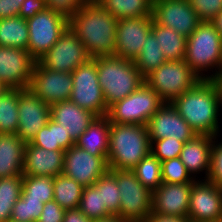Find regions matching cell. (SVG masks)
<instances>
[{
  "label": "cell",
  "mask_w": 222,
  "mask_h": 222,
  "mask_svg": "<svg viewBox=\"0 0 222 222\" xmlns=\"http://www.w3.org/2000/svg\"><path fill=\"white\" fill-rule=\"evenodd\" d=\"M171 104L196 135L219 134L218 115L222 94L216 80L203 79Z\"/></svg>",
  "instance_id": "cell-1"
},
{
  "label": "cell",
  "mask_w": 222,
  "mask_h": 222,
  "mask_svg": "<svg viewBox=\"0 0 222 222\" xmlns=\"http://www.w3.org/2000/svg\"><path fill=\"white\" fill-rule=\"evenodd\" d=\"M118 19L96 0L80 8L69 21V28L82 41L91 59L115 56Z\"/></svg>",
  "instance_id": "cell-2"
},
{
  "label": "cell",
  "mask_w": 222,
  "mask_h": 222,
  "mask_svg": "<svg viewBox=\"0 0 222 222\" xmlns=\"http://www.w3.org/2000/svg\"><path fill=\"white\" fill-rule=\"evenodd\" d=\"M150 147L147 126L110 123L109 169L132 170L151 152Z\"/></svg>",
  "instance_id": "cell-3"
},
{
  "label": "cell",
  "mask_w": 222,
  "mask_h": 222,
  "mask_svg": "<svg viewBox=\"0 0 222 222\" xmlns=\"http://www.w3.org/2000/svg\"><path fill=\"white\" fill-rule=\"evenodd\" d=\"M96 69L107 107L129 96L145 82L133 60L118 56L96 58Z\"/></svg>",
  "instance_id": "cell-4"
},
{
  "label": "cell",
  "mask_w": 222,
  "mask_h": 222,
  "mask_svg": "<svg viewBox=\"0 0 222 222\" xmlns=\"http://www.w3.org/2000/svg\"><path fill=\"white\" fill-rule=\"evenodd\" d=\"M184 61L201 80H216L222 74V37L211 22L202 21L187 37ZM213 68L218 71L203 74Z\"/></svg>",
  "instance_id": "cell-5"
},
{
  "label": "cell",
  "mask_w": 222,
  "mask_h": 222,
  "mask_svg": "<svg viewBox=\"0 0 222 222\" xmlns=\"http://www.w3.org/2000/svg\"><path fill=\"white\" fill-rule=\"evenodd\" d=\"M163 102L171 103L201 79L184 60H169L144 77Z\"/></svg>",
  "instance_id": "cell-6"
},
{
  "label": "cell",
  "mask_w": 222,
  "mask_h": 222,
  "mask_svg": "<svg viewBox=\"0 0 222 222\" xmlns=\"http://www.w3.org/2000/svg\"><path fill=\"white\" fill-rule=\"evenodd\" d=\"M164 102L145 82L129 96L108 107L110 123L147 126L149 119Z\"/></svg>",
  "instance_id": "cell-7"
},
{
  "label": "cell",
  "mask_w": 222,
  "mask_h": 222,
  "mask_svg": "<svg viewBox=\"0 0 222 222\" xmlns=\"http://www.w3.org/2000/svg\"><path fill=\"white\" fill-rule=\"evenodd\" d=\"M116 178L120 191L121 219L129 222H145L152 213V192L144 187L132 170L109 169Z\"/></svg>",
  "instance_id": "cell-8"
},
{
  "label": "cell",
  "mask_w": 222,
  "mask_h": 222,
  "mask_svg": "<svg viewBox=\"0 0 222 222\" xmlns=\"http://www.w3.org/2000/svg\"><path fill=\"white\" fill-rule=\"evenodd\" d=\"M71 74L73 89L70 100L97 117L105 116L108 107L98 81L96 58L78 66Z\"/></svg>",
  "instance_id": "cell-9"
},
{
  "label": "cell",
  "mask_w": 222,
  "mask_h": 222,
  "mask_svg": "<svg viewBox=\"0 0 222 222\" xmlns=\"http://www.w3.org/2000/svg\"><path fill=\"white\" fill-rule=\"evenodd\" d=\"M26 21L29 29L27 50L36 61L55 44L69 27V21L47 8Z\"/></svg>",
  "instance_id": "cell-10"
},
{
  "label": "cell",
  "mask_w": 222,
  "mask_h": 222,
  "mask_svg": "<svg viewBox=\"0 0 222 222\" xmlns=\"http://www.w3.org/2000/svg\"><path fill=\"white\" fill-rule=\"evenodd\" d=\"M82 41L68 27L55 44L37 62L52 71L72 73L90 60Z\"/></svg>",
  "instance_id": "cell-11"
},
{
  "label": "cell",
  "mask_w": 222,
  "mask_h": 222,
  "mask_svg": "<svg viewBox=\"0 0 222 222\" xmlns=\"http://www.w3.org/2000/svg\"><path fill=\"white\" fill-rule=\"evenodd\" d=\"M192 182L188 218L191 222H222V189L209 180Z\"/></svg>",
  "instance_id": "cell-12"
},
{
  "label": "cell",
  "mask_w": 222,
  "mask_h": 222,
  "mask_svg": "<svg viewBox=\"0 0 222 222\" xmlns=\"http://www.w3.org/2000/svg\"><path fill=\"white\" fill-rule=\"evenodd\" d=\"M153 20L189 37L202 22L188 0H158L153 3Z\"/></svg>",
  "instance_id": "cell-13"
},
{
  "label": "cell",
  "mask_w": 222,
  "mask_h": 222,
  "mask_svg": "<svg viewBox=\"0 0 222 222\" xmlns=\"http://www.w3.org/2000/svg\"><path fill=\"white\" fill-rule=\"evenodd\" d=\"M35 63L28 50L0 46V81L9 89H28Z\"/></svg>",
  "instance_id": "cell-14"
},
{
  "label": "cell",
  "mask_w": 222,
  "mask_h": 222,
  "mask_svg": "<svg viewBox=\"0 0 222 222\" xmlns=\"http://www.w3.org/2000/svg\"><path fill=\"white\" fill-rule=\"evenodd\" d=\"M28 89L48 105L69 100L73 89L72 74L52 71L36 61Z\"/></svg>",
  "instance_id": "cell-15"
},
{
  "label": "cell",
  "mask_w": 222,
  "mask_h": 222,
  "mask_svg": "<svg viewBox=\"0 0 222 222\" xmlns=\"http://www.w3.org/2000/svg\"><path fill=\"white\" fill-rule=\"evenodd\" d=\"M109 171L104 156H94L76 145L65 151L63 174L83 187L93 185Z\"/></svg>",
  "instance_id": "cell-16"
},
{
  "label": "cell",
  "mask_w": 222,
  "mask_h": 222,
  "mask_svg": "<svg viewBox=\"0 0 222 222\" xmlns=\"http://www.w3.org/2000/svg\"><path fill=\"white\" fill-rule=\"evenodd\" d=\"M152 23V15L118 20L115 56L134 61L151 33Z\"/></svg>",
  "instance_id": "cell-17"
},
{
  "label": "cell",
  "mask_w": 222,
  "mask_h": 222,
  "mask_svg": "<svg viewBox=\"0 0 222 222\" xmlns=\"http://www.w3.org/2000/svg\"><path fill=\"white\" fill-rule=\"evenodd\" d=\"M19 122L17 135L24 142H30L50 119V105L43 102L30 89H19Z\"/></svg>",
  "instance_id": "cell-18"
},
{
  "label": "cell",
  "mask_w": 222,
  "mask_h": 222,
  "mask_svg": "<svg viewBox=\"0 0 222 222\" xmlns=\"http://www.w3.org/2000/svg\"><path fill=\"white\" fill-rule=\"evenodd\" d=\"M147 129L150 141L172 137L184 143L196 135L174 106L168 102H164L149 119Z\"/></svg>",
  "instance_id": "cell-19"
},
{
  "label": "cell",
  "mask_w": 222,
  "mask_h": 222,
  "mask_svg": "<svg viewBox=\"0 0 222 222\" xmlns=\"http://www.w3.org/2000/svg\"><path fill=\"white\" fill-rule=\"evenodd\" d=\"M191 183L163 182L152 192V213L188 218Z\"/></svg>",
  "instance_id": "cell-20"
},
{
  "label": "cell",
  "mask_w": 222,
  "mask_h": 222,
  "mask_svg": "<svg viewBox=\"0 0 222 222\" xmlns=\"http://www.w3.org/2000/svg\"><path fill=\"white\" fill-rule=\"evenodd\" d=\"M65 151L47 150L26 142L23 175L56 177L63 173Z\"/></svg>",
  "instance_id": "cell-21"
},
{
  "label": "cell",
  "mask_w": 222,
  "mask_h": 222,
  "mask_svg": "<svg viewBox=\"0 0 222 222\" xmlns=\"http://www.w3.org/2000/svg\"><path fill=\"white\" fill-rule=\"evenodd\" d=\"M97 116L74 102L64 100L50 105V118L62 125L75 142Z\"/></svg>",
  "instance_id": "cell-22"
},
{
  "label": "cell",
  "mask_w": 222,
  "mask_h": 222,
  "mask_svg": "<svg viewBox=\"0 0 222 222\" xmlns=\"http://www.w3.org/2000/svg\"><path fill=\"white\" fill-rule=\"evenodd\" d=\"M213 140L214 137L210 135H195L191 140L184 142L179 158L191 176L204 170V178H208Z\"/></svg>",
  "instance_id": "cell-23"
},
{
  "label": "cell",
  "mask_w": 222,
  "mask_h": 222,
  "mask_svg": "<svg viewBox=\"0 0 222 222\" xmlns=\"http://www.w3.org/2000/svg\"><path fill=\"white\" fill-rule=\"evenodd\" d=\"M25 146L17 134L0 133V178L23 175Z\"/></svg>",
  "instance_id": "cell-24"
},
{
  "label": "cell",
  "mask_w": 222,
  "mask_h": 222,
  "mask_svg": "<svg viewBox=\"0 0 222 222\" xmlns=\"http://www.w3.org/2000/svg\"><path fill=\"white\" fill-rule=\"evenodd\" d=\"M110 122L107 116L96 117L75 141V145L94 156L107 159L109 150Z\"/></svg>",
  "instance_id": "cell-25"
},
{
  "label": "cell",
  "mask_w": 222,
  "mask_h": 222,
  "mask_svg": "<svg viewBox=\"0 0 222 222\" xmlns=\"http://www.w3.org/2000/svg\"><path fill=\"white\" fill-rule=\"evenodd\" d=\"M30 144L47 150L66 151L75 145L69 133L51 118L46 126L42 127L29 142Z\"/></svg>",
  "instance_id": "cell-26"
},
{
  "label": "cell",
  "mask_w": 222,
  "mask_h": 222,
  "mask_svg": "<svg viewBox=\"0 0 222 222\" xmlns=\"http://www.w3.org/2000/svg\"><path fill=\"white\" fill-rule=\"evenodd\" d=\"M151 32L163 51L167 61L184 60L187 37L178 34L175 30L162 26L153 20Z\"/></svg>",
  "instance_id": "cell-27"
},
{
  "label": "cell",
  "mask_w": 222,
  "mask_h": 222,
  "mask_svg": "<svg viewBox=\"0 0 222 222\" xmlns=\"http://www.w3.org/2000/svg\"><path fill=\"white\" fill-rule=\"evenodd\" d=\"M29 29L27 21L19 16L0 19V46L27 50Z\"/></svg>",
  "instance_id": "cell-28"
},
{
  "label": "cell",
  "mask_w": 222,
  "mask_h": 222,
  "mask_svg": "<svg viewBox=\"0 0 222 222\" xmlns=\"http://www.w3.org/2000/svg\"><path fill=\"white\" fill-rule=\"evenodd\" d=\"M107 12L118 20L152 15L150 0H96Z\"/></svg>",
  "instance_id": "cell-29"
},
{
  "label": "cell",
  "mask_w": 222,
  "mask_h": 222,
  "mask_svg": "<svg viewBox=\"0 0 222 222\" xmlns=\"http://www.w3.org/2000/svg\"><path fill=\"white\" fill-rule=\"evenodd\" d=\"M83 189L81 184L63 173L53 177V200L65 210L79 207Z\"/></svg>",
  "instance_id": "cell-30"
},
{
  "label": "cell",
  "mask_w": 222,
  "mask_h": 222,
  "mask_svg": "<svg viewBox=\"0 0 222 222\" xmlns=\"http://www.w3.org/2000/svg\"><path fill=\"white\" fill-rule=\"evenodd\" d=\"M23 175L0 178V222L11 219L15 202L21 197Z\"/></svg>",
  "instance_id": "cell-31"
},
{
  "label": "cell",
  "mask_w": 222,
  "mask_h": 222,
  "mask_svg": "<svg viewBox=\"0 0 222 222\" xmlns=\"http://www.w3.org/2000/svg\"><path fill=\"white\" fill-rule=\"evenodd\" d=\"M166 61L158 40H155V35L151 32L142 45L140 54L134 60L137 69L145 77Z\"/></svg>",
  "instance_id": "cell-32"
},
{
  "label": "cell",
  "mask_w": 222,
  "mask_h": 222,
  "mask_svg": "<svg viewBox=\"0 0 222 222\" xmlns=\"http://www.w3.org/2000/svg\"><path fill=\"white\" fill-rule=\"evenodd\" d=\"M18 99L19 89H9L0 97V133H17Z\"/></svg>",
  "instance_id": "cell-33"
},
{
  "label": "cell",
  "mask_w": 222,
  "mask_h": 222,
  "mask_svg": "<svg viewBox=\"0 0 222 222\" xmlns=\"http://www.w3.org/2000/svg\"><path fill=\"white\" fill-rule=\"evenodd\" d=\"M132 172L151 192L163 183L161 162L151 152L132 169Z\"/></svg>",
  "instance_id": "cell-34"
},
{
  "label": "cell",
  "mask_w": 222,
  "mask_h": 222,
  "mask_svg": "<svg viewBox=\"0 0 222 222\" xmlns=\"http://www.w3.org/2000/svg\"><path fill=\"white\" fill-rule=\"evenodd\" d=\"M21 198L40 200L43 203L53 200V177L23 175Z\"/></svg>",
  "instance_id": "cell-35"
},
{
  "label": "cell",
  "mask_w": 222,
  "mask_h": 222,
  "mask_svg": "<svg viewBox=\"0 0 222 222\" xmlns=\"http://www.w3.org/2000/svg\"><path fill=\"white\" fill-rule=\"evenodd\" d=\"M78 208L92 220L113 215L106 206H102L101 190L94 184L84 187Z\"/></svg>",
  "instance_id": "cell-36"
},
{
  "label": "cell",
  "mask_w": 222,
  "mask_h": 222,
  "mask_svg": "<svg viewBox=\"0 0 222 222\" xmlns=\"http://www.w3.org/2000/svg\"><path fill=\"white\" fill-rule=\"evenodd\" d=\"M94 185L101 190L102 206L117 215L120 211V191L116 178L108 171Z\"/></svg>",
  "instance_id": "cell-37"
},
{
  "label": "cell",
  "mask_w": 222,
  "mask_h": 222,
  "mask_svg": "<svg viewBox=\"0 0 222 222\" xmlns=\"http://www.w3.org/2000/svg\"><path fill=\"white\" fill-rule=\"evenodd\" d=\"M43 205L40 200L20 197L13 206L11 219L17 222H37Z\"/></svg>",
  "instance_id": "cell-38"
},
{
  "label": "cell",
  "mask_w": 222,
  "mask_h": 222,
  "mask_svg": "<svg viewBox=\"0 0 222 222\" xmlns=\"http://www.w3.org/2000/svg\"><path fill=\"white\" fill-rule=\"evenodd\" d=\"M162 180L165 183H191L195 180L179 157L161 162Z\"/></svg>",
  "instance_id": "cell-39"
},
{
  "label": "cell",
  "mask_w": 222,
  "mask_h": 222,
  "mask_svg": "<svg viewBox=\"0 0 222 222\" xmlns=\"http://www.w3.org/2000/svg\"><path fill=\"white\" fill-rule=\"evenodd\" d=\"M150 143L151 153L160 162L179 157L184 144L182 141H179L178 139L172 137L150 141Z\"/></svg>",
  "instance_id": "cell-40"
},
{
  "label": "cell",
  "mask_w": 222,
  "mask_h": 222,
  "mask_svg": "<svg viewBox=\"0 0 222 222\" xmlns=\"http://www.w3.org/2000/svg\"><path fill=\"white\" fill-rule=\"evenodd\" d=\"M46 8L70 21L89 0H45Z\"/></svg>",
  "instance_id": "cell-41"
},
{
  "label": "cell",
  "mask_w": 222,
  "mask_h": 222,
  "mask_svg": "<svg viewBox=\"0 0 222 222\" xmlns=\"http://www.w3.org/2000/svg\"><path fill=\"white\" fill-rule=\"evenodd\" d=\"M217 136L219 135L214 136L212 142L210 172L207 180L222 189V142L216 141Z\"/></svg>",
  "instance_id": "cell-42"
},
{
  "label": "cell",
  "mask_w": 222,
  "mask_h": 222,
  "mask_svg": "<svg viewBox=\"0 0 222 222\" xmlns=\"http://www.w3.org/2000/svg\"><path fill=\"white\" fill-rule=\"evenodd\" d=\"M201 21L210 22L221 10L222 0H188Z\"/></svg>",
  "instance_id": "cell-43"
},
{
  "label": "cell",
  "mask_w": 222,
  "mask_h": 222,
  "mask_svg": "<svg viewBox=\"0 0 222 222\" xmlns=\"http://www.w3.org/2000/svg\"><path fill=\"white\" fill-rule=\"evenodd\" d=\"M65 211L56 201H48L44 203L37 222H63Z\"/></svg>",
  "instance_id": "cell-44"
},
{
  "label": "cell",
  "mask_w": 222,
  "mask_h": 222,
  "mask_svg": "<svg viewBox=\"0 0 222 222\" xmlns=\"http://www.w3.org/2000/svg\"><path fill=\"white\" fill-rule=\"evenodd\" d=\"M46 9L45 0H24L18 16L25 20L34 17L37 13Z\"/></svg>",
  "instance_id": "cell-45"
},
{
  "label": "cell",
  "mask_w": 222,
  "mask_h": 222,
  "mask_svg": "<svg viewBox=\"0 0 222 222\" xmlns=\"http://www.w3.org/2000/svg\"><path fill=\"white\" fill-rule=\"evenodd\" d=\"M24 0H0V19L16 17Z\"/></svg>",
  "instance_id": "cell-46"
},
{
  "label": "cell",
  "mask_w": 222,
  "mask_h": 222,
  "mask_svg": "<svg viewBox=\"0 0 222 222\" xmlns=\"http://www.w3.org/2000/svg\"><path fill=\"white\" fill-rule=\"evenodd\" d=\"M79 208L65 211L63 222H92Z\"/></svg>",
  "instance_id": "cell-47"
},
{
  "label": "cell",
  "mask_w": 222,
  "mask_h": 222,
  "mask_svg": "<svg viewBox=\"0 0 222 222\" xmlns=\"http://www.w3.org/2000/svg\"><path fill=\"white\" fill-rule=\"evenodd\" d=\"M145 222H191L189 218H180L176 216H165L151 213Z\"/></svg>",
  "instance_id": "cell-48"
},
{
  "label": "cell",
  "mask_w": 222,
  "mask_h": 222,
  "mask_svg": "<svg viewBox=\"0 0 222 222\" xmlns=\"http://www.w3.org/2000/svg\"><path fill=\"white\" fill-rule=\"evenodd\" d=\"M222 37V10L210 21Z\"/></svg>",
  "instance_id": "cell-49"
},
{
  "label": "cell",
  "mask_w": 222,
  "mask_h": 222,
  "mask_svg": "<svg viewBox=\"0 0 222 222\" xmlns=\"http://www.w3.org/2000/svg\"><path fill=\"white\" fill-rule=\"evenodd\" d=\"M92 222H129V221L121 219L117 215H112L107 218L93 220Z\"/></svg>",
  "instance_id": "cell-50"
},
{
  "label": "cell",
  "mask_w": 222,
  "mask_h": 222,
  "mask_svg": "<svg viewBox=\"0 0 222 222\" xmlns=\"http://www.w3.org/2000/svg\"><path fill=\"white\" fill-rule=\"evenodd\" d=\"M9 88L0 81V97L7 91Z\"/></svg>",
  "instance_id": "cell-51"
},
{
  "label": "cell",
  "mask_w": 222,
  "mask_h": 222,
  "mask_svg": "<svg viewBox=\"0 0 222 222\" xmlns=\"http://www.w3.org/2000/svg\"><path fill=\"white\" fill-rule=\"evenodd\" d=\"M216 81L220 86L221 94H222V74L216 79Z\"/></svg>",
  "instance_id": "cell-52"
},
{
  "label": "cell",
  "mask_w": 222,
  "mask_h": 222,
  "mask_svg": "<svg viewBox=\"0 0 222 222\" xmlns=\"http://www.w3.org/2000/svg\"><path fill=\"white\" fill-rule=\"evenodd\" d=\"M5 222H17V221H14V220L10 219V220H7Z\"/></svg>",
  "instance_id": "cell-53"
},
{
  "label": "cell",
  "mask_w": 222,
  "mask_h": 222,
  "mask_svg": "<svg viewBox=\"0 0 222 222\" xmlns=\"http://www.w3.org/2000/svg\"><path fill=\"white\" fill-rule=\"evenodd\" d=\"M152 3H155V2H157L158 0H150Z\"/></svg>",
  "instance_id": "cell-54"
}]
</instances>
